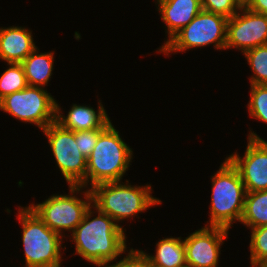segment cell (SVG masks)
I'll list each match as a JSON object with an SVG mask.
<instances>
[{
	"instance_id": "cell-23",
	"label": "cell",
	"mask_w": 267,
	"mask_h": 267,
	"mask_svg": "<svg viewBox=\"0 0 267 267\" xmlns=\"http://www.w3.org/2000/svg\"><path fill=\"white\" fill-rule=\"evenodd\" d=\"M201 8L228 19L241 9L236 0H201Z\"/></svg>"
},
{
	"instance_id": "cell-12",
	"label": "cell",
	"mask_w": 267,
	"mask_h": 267,
	"mask_svg": "<svg viewBox=\"0 0 267 267\" xmlns=\"http://www.w3.org/2000/svg\"><path fill=\"white\" fill-rule=\"evenodd\" d=\"M228 229L201 226L185 237L187 267H219L221 246L229 237Z\"/></svg>"
},
{
	"instance_id": "cell-11",
	"label": "cell",
	"mask_w": 267,
	"mask_h": 267,
	"mask_svg": "<svg viewBox=\"0 0 267 267\" xmlns=\"http://www.w3.org/2000/svg\"><path fill=\"white\" fill-rule=\"evenodd\" d=\"M267 44V16L241 8L227 22L225 50L237 49L242 55L257 46Z\"/></svg>"
},
{
	"instance_id": "cell-21",
	"label": "cell",
	"mask_w": 267,
	"mask_h": 267,
	"mask_svg": "<svg viewBox=\"0 0 267 267\" xmlns=\"http://www.w3.org/2000/svg\"><path fill=\"white\" fill-rule=\"evenodd\" d=\"M249 231L250 267H261L267 262V225Z\"/></svg>"
},
{
	"instance_id": "cell-10",
	"label": "cell",
	"mask_w": 267,
	"mask_h": 267,
	"mask_svg": "<svg viewBox=\"0 0 267 267\" xmlns=\"http://www.w3.org/2000/svg\"><path fill=\"white\" fill-rule=\"evenodd\" d=\"M242 156L238 152L226 158L238 170L246 192L267 190V141L250 129Z\"/></svg>"
},
{
	"instance_id": "cell-19",
	"label": "cell",
	"mask_w": 267,
	"mask_h": 267,
	"mask_svg": "<svg viewBox=\"0 0 267 267\" xmlns=\"http://www.w3.org/2000/svg\"><path fill=\"white\" fill-rule=\"evenodd\" d=\"M243 56L253 74L250 84H267V44L246 51Z\"/></svg>"
},
{
	"instance_id": "cell-1",
	"label": "cell",
	"mask_w": 267,
	"mask_h": 267,
	"mask_svg": "<svg viewBox=\"0 0 267 267\" xmlns=\"http://www.w3.org/2000/svg\"><path fill=\"white\" fill-rule=\"evenodd\" d=\"M125 230L126 228L119 226L114 219L92 204L83 220L66 239L72 238L70 241L75 244L74 256H80L94 264L93 266H109L116 263L118 257L122 259L125 257L124 253L128 254L133 249L126 245Z\"/></svg>"
},
{
	"instance_id": "cell-18",
	"label": "cell",
	"mask_w": 267,
	"mask_h": 267,
	"mask_svg": "<svg viewBox=\"0 0 267 267\" xmlns=\"http://www.w3.org/2000/svg\"><path fill=\"white\" fill-rule=\"evenodd\" d=\"M240 223L247 229L267 225V190L246 192Z\"/></svg>"
},
{
	"instance_id": "cell-7",
	"label": "cell",
	"mask_w": 267,
	"mask_h": 267,
	"mask_svg": "<svg viewBox=\"0 0 267 267\" xmlns=\"http://www.w3.org/2000/svg\"><path fill=\"white\" fill-rule=\"evenodd\" d=\"M228 18L201 10L195 18L176 33L157 53L169 57L172 53L186 52L194 48L209 47L225 50Z\"/></svg>"
},
{
	"instance_id": "cell-5",
	"label": "cell",
	"mask_w": 267,
	"mask_h": 267,
	"mask_svg": "<svg viewBox=\"0 0 267 267\" xmlns=\"http://www.w3.org/2000/svg\"><path fill=\"white\" fill-rule=\"evenodd\" d=\"M16 218L22 227L24 267H61L63 237L51 230L29 206H18Z\"/></svg>"
},
{
	"instance_id": "cell-9",
	"label": "cell",
	"mask_w": 267,
	"mask_h": 267,
	"mask_svg": "<svg viewBox=\"0 0 267 267\" xmlns=\"http://www.w3.org/2000/svg\"><path fill=\"white\" fill-rule=\"evenodd\" d=\"M41 132L47 138L56 167L68 186H79L86 179L87 159L79 152L74 132L56 121Z\"/></svg>"
},
{
	"instance_id": "cell-24",
	"label": "cell",
	"mask_w": 267,
	"mask_h": 267,
	"mask_svg": "<svg viewBox=\"0 0 267 267\" xmlns=\"http://www.w3.org/2000/svg\"><path fill=\"white\" fill-rule=\"evenodd\" d=\"M104 129L75 131V141L79 152L87 159L97 144L100 133Z\"/></svg>"
},
{
	"instance_id": "cell-13",
	"label": "cell",
	"mask_w": 267,
	"mask_h": 267,
	"mask_svg": "<svg viewBox=\"0 0 267 267\" xmlns=\"http://www.w3.org/2000/svg\"><path fill=\"white\" fill-rule=\"evenodd\" d=\"M168 37L158 52L176 33L188 25L202 10L201 0H153Z\"/></svg>"
},
{
	"instance_id": "cell-6",
	"label": "cell",
	"mask_w": 267,
	"mask_h": 267,
	"mask_svg": "<svg viewBox=\"0 0 267 267\" xmlns=\"http://www.w3.org/2000/svg\"><path fill=\"white\" fill-rule=\"evenodd\" d=\"M68 190V194L55 193L42 203L28 204L38 217L64 240L67 236L65 232L71 234L93 204L91 189L83 186H69Z\"/></svg>"
},
{
	"instance_id": "cell-22",
	"label": "cell",
	"mask_w": 267,
	"mask_h": 267,
	"mask_svg": "<svg viewBox=\"0 0 267 267\" xmlns=\"http://www.w3.org/2000/svg\"><path fill=\"white\" fill-rule=\"evenodd\" d=\"M249 117L267 124V84H250Z\"/></svg>"
},
{
	"instance_id": "cell-28",
	"label": "cell",
	"mask_w": 267,
	"mask_h": 267,
	"mask_svg": "<svg viewBox=\"0 0 267 267\" xmlns=\"http://www.w3.org/2000/svg\"><path fill=\"white\" fill-rule=\"evenodd\" d=\"M241 8H247L253 0H236Z\"/></svg>"
},
{
	"instance_id": "cell-14",
	"label": "cell",
	"mask_w": 267,
	"mask_h": 267,
	"mask_svg": "<svg viewBox=\"0 0 267 267\" xmlns=\"http://www.w3.org/2000/svg\"><path fill=\"white\" fill-rule=\"evenodd\" d=\"M98 99L97 110L89 105L73 103L66 116L63 114V108L57 101L56 122L67 130L83 131L93 129H105L112 120L101 102Z\"/></svg>"
},
{
	"instance_id": "cell-27",
	"label": "cell",
	"mask_w": 267,
	"mask_h": 267,
	"mask_svg": "<svg viewBox=\"0 0 267 267\" xmlns=\"http://www.w3.org/2000/svg\"><path fill=\"white\" fill-rule=\"evenodd\" d=\"M100 267H126V256L114 264H111L109 266H100Z\"/></svg>"
},
{
	"instance_id": "cell-4",
	"label": "cell",
	"mask_w": 267,
	"mask_h": 267,
	"mask_svg": "<svg viewBox=\"0 0 267 267\" xmlns=\"http://www.w3.org/2000/svg\"><path fill=\"white\" fill-rule=\"evenodd\" d=\"M209 221L204 226L230 230L240 222L244 210L246 189L238 170L225 158L211 176Z\"/></svg>"
},
{
	"instance_id": "cell-15",
	"label": "cell",
	"mask_w": 267,
	"mask_h": 267,
	"mask_svg": "<svg viewBox=\"0 0 267 267\" xmlns=\"http://www.w3.org/2000/svg\"><path fill=\"white\" fill-rule=\"evenodd\" d=\"M32 30L22 26L0 27V59L21 63L37 46Z\"/></svg>"
},
{
	"instance_id": "cell-26",
	"label": "cell",
	"mask_w": 267,
	"mask_h": 267,
	"mask_svg": "<svg viewBox=\"0 0 267 267\" xmlns=\"http://www.w3.org/2000/svg\"><path fill=\"white\" fill-rule=\"evenodd\" d=\"M247 8L253 12L267 16V0H253Z\"/></svg>"
},
{
	"instance_id": "cell-2",
	"label": "cell",
	"mask_w": 267,
	"mask_h": 267,
	"mask_svg": "<svg viewBox=\"0 0 267 267\" xmlns=\"http://www.w3.org/2000/svg\"><path fill=\"white\" fill-rule=\"evenodd\" d=\"M130 147L111 122L87 158L86 179L79 186L91 189L100 183L122 181L134 158Z\"/></svg>"
},
{
	"instance_id": "cell-25",
	"label": "cell",
	"mask_w": 267,
	"mask_h": 267,
	"mask_svg": "<svg viewBox=\"0 0 267 267\" xmlns=\"http://www.w3.org/2000/svg\"><path fill=\"white\" fill-rule=\"evenodd\" d=\"M126 267H149V264L140 253L133 248L126 254Z\"/></svg>"
},
{
	"instance_id": "cell-20",
	"label": "cell",
	"mask_w": 267,
	"mask_h": 267,
	"mask_svg": "<svg viewBox=\"0 0 267 267\" xmlns=\"http://www.w3.org/2000/svg\"><path fill=\"white\" fill-rule=\"evenodd\" d=\"M7 69L0 75V100L28 86L21 63H6Z\"/></svg>"
},
{
	"instance_id": "cell-8",
	"label": "cell",
	"mask_w": 267,
	"mask_h": 267,
	"mask_svg": "<svg viewBox=\"0 0 267 267\" xmlns=\"http://www.w3.org/2000/svg\"><path fill=\"white\" fill-rule=\"evenodd\" d=\"M0 110L42 131L56 121L57 100L47 88L27 86L2 98Z\"/></svg>"
},
{
	"instance_id": "cell-3",
	"label": "cell",
	"mask_w": 267,
	"mask_h": 267,
	"mask_svg": "<svg viewBox=\"0 0 267 267\" xmlns=\"http://www.w3.org/2000/svg\"><path fill=\"white\" fill-rule=\"evenodd\" d=\"M125 181L100 183L91 188L93 205L114 219L122 228L123 225L120 223L123 221H133L135 216L139 218V213L162 205V201L152 195L150 183L137 186L131 185L127 179Z\"/></svg>"
},
{
	"instance_id": "cell-16",
	"label": "cell",
	"mask_w": 267,
	"mask_h": 267,
	"mask_svg": "<svg viewBox=\"0 0 267 267\" xmlns=\"http://www.w3.org/2000/svg\"><path fill=\"white\" fill-rule=\"evenodd\" d=\"M149 266L187 267L185 243L182 237H165L156 243L155 254L136 249Z\"/></svg>"
},
{
	"instance_id": "cell-17",
	"label": "cell",
	"mask_w": 267,
	"mask_h": 267,
	"mask_svg": "<svg viewBox=\"0 0 267 267\" xmlns=\"http://www.w3.org/2000/svg\"><path fill=\"white\" fill-rule=\"evenodd\" d=\"M38 46L21 62L28 86L46 88L54 71L53 50L41 52Z\"/></svg>"
},
{
	"instance_id": "cell-29",
	"label": "cell",
	"mask_w": 267,
	"mask_h": 267,
	"mask_svg": "<svg viewBox=\"0 0 267 267\" xmlns=\"http://www.w3.org/2000/svg\"><path fill=\"white\" fill-rule=\"evenodd\" d=\"M261 267H267V262L264 265H262Z\"/></svg>"
}]
</instances>
